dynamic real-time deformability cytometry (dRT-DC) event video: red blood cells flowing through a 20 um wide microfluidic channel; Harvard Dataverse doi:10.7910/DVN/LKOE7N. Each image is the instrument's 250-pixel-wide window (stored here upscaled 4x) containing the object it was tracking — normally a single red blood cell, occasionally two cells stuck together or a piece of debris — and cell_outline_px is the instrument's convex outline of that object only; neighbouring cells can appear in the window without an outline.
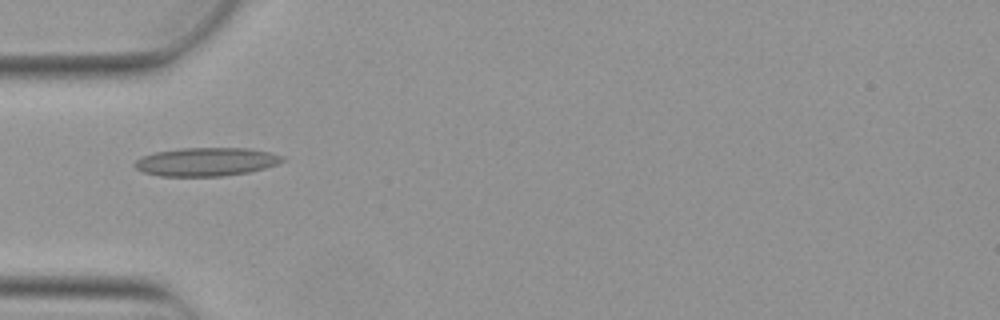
{"species": "Egyptian fruit bat (a non-hibernating species)", "species_latin": "Rousettus aegyptiacus", "temperature_condition": "warm", "stored_images_in_passage": 6, "camera_frame_rate_fps": 3000, "um_per_image_px": 0.085, "animal": {"sex": "female"}, "frame": {"image": 1, "passage_image": 4, "time_ms": 1.0, "image_size_px": [1000, 320], "cell_outline_px": [[284, 160], [276, 164], [264, 168], [248, 172], [220, 176], [160, 176], [144, 172], [136, 168], [132, 164], [136, 160], [144, 156], [156, 152], [180, 148], [248, 148], [268, 152], [284, 156]], "centroid_in_image_um": [17.51, 13.75], "position_along_channel_um": 67.5, "area_um2": 24.28}}
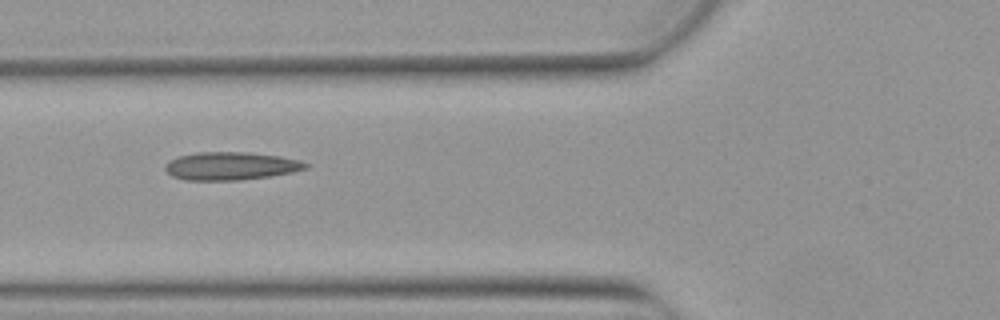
{"frame": {"image": 2, "passage_image": 5, "time_ms": 1.333, "image_size_px": [1000, 320], "cell_outline_px": [[308, 168], [292, 172], [268, 176], [240, 180], [184, 180], [172, 176], [164, 168], [168, 160], [180, 156], [196, 152], [248, 152], [280, 156], [300, 160], [308, 164]], "centroid_in_image_um": [19.6, 14.1], "position_along_channel_um": 106.2, "area_um2": 22.89}}
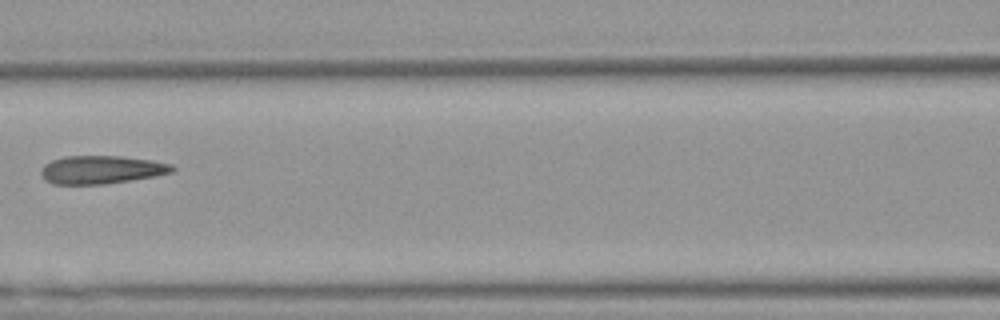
{"frame": {"image": 3, "passage_image": 6, "time_ms": 1.667, "image_size_px": [1000, 320], "cell_outline_px": [[176, 168], [172, 172], [156, 176], [104, 184], [52, 184], [44, 180], [40, 172], [44, 164], [52, 160], [64, 156], [120, 156], [152, 160], [172, 164]], "centroid_in_image_um": [8.61, 14.42], "position_along_channel_um": 158.0, "area_um2": 21.62}}